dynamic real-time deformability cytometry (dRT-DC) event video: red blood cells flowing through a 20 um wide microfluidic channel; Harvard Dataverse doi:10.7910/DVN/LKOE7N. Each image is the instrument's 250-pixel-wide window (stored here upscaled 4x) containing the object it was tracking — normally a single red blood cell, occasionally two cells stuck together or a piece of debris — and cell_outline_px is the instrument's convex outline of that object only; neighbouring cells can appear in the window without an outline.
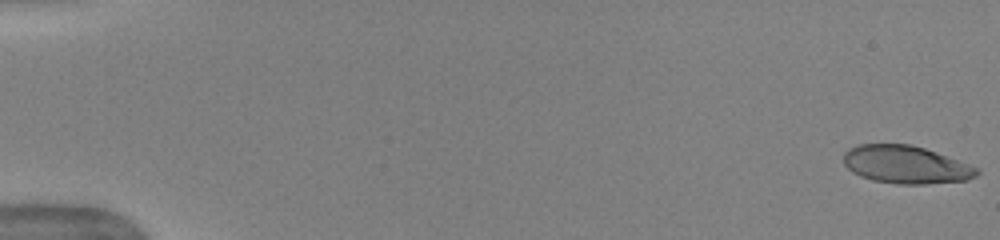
{"species": "human", "species_latin": "Homo sapiens", "temperature_condition": "warm", "stored_images_in_passage": 52, "camera_frame_rate_fps": 3000, "um_per_image_px": 0.085, "donor": {"sex": "female"}, "frame": {"image": 1, "passage_image": 1, "time_ms": 0.0, "image_size_px": [1000, 240], "cell_outline_px": [[980, 172], [976, 176], [968, 180], [924, 184], [896, 184], [872, 180], [860, 176], [852, 172], [844, 164], [844, 152], [848, 148], [856, 144], [912, 144], [936, 152], [980, 168]], "centroid_in_image_um": [76.99, 13.99], "position_along_channel_um": 8.0, "area_um2": 29.59}}
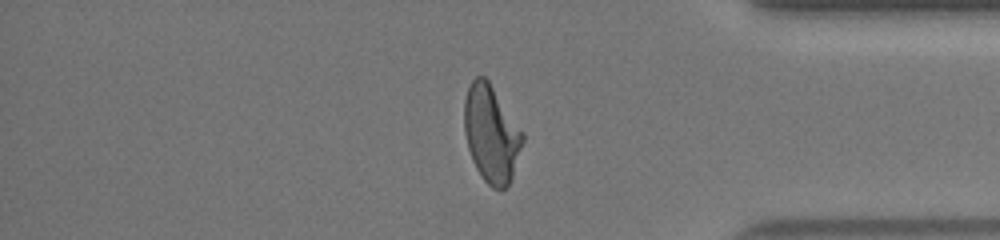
{"frame": {"image": 2, "passage_image": 44, "time_ms": 14.333, "image_size_px": [1000, 240], "cell_outline_px": [[524, 140], [508, 188], [492, 188], [484, 180], [476, 168], [472, 160], [468, 148], [464, 132], [464, 100], [468, 88], [472, 80], [476, 76], [484, 76], [488, 80], [524, 132]], "centroid_in_image_um": [41.76, 11.37], "position_along_channel_um": 393.4, "area_um2": 33.0}}
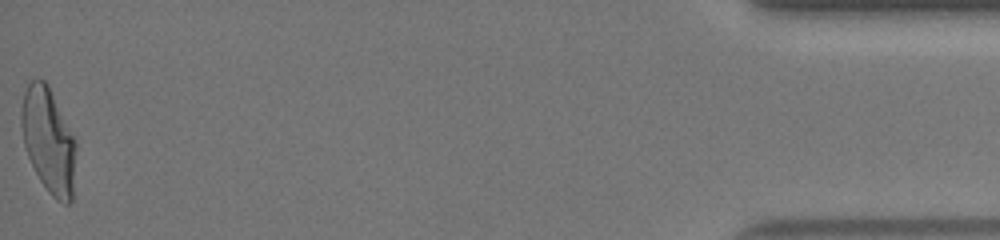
{"frame": {"image": 3, "passage_image": 52, "time_ms": 17.0, "image_size_px": [1000, 240], "cell_outline_px": [[76, 148], [72, 200], [68, 204], [64, 204], [56, 200], [48, 192], [40, 180], [28, 156], [24, 144], [20, 124], [20, 112], [24, 92], [28, 84], [32, 80], [44, 80], [48, 84], [76, 144]], "centroid_in_image_um": [4.1, 11.96], "position_along_channel_um": 431.1, "area_um2": 33.06}, "authors_computed_cell_mechanics": {"area_um2": 32.4836, "velocity_mm_per_s": 3.9897, "shape_relaxation_time_tau1_ms": 5.0771, "shape_relaxation_time_tau2_ms": null, "deformation_change_tau1": 0.2332, "deformation_change_tau2": null}}